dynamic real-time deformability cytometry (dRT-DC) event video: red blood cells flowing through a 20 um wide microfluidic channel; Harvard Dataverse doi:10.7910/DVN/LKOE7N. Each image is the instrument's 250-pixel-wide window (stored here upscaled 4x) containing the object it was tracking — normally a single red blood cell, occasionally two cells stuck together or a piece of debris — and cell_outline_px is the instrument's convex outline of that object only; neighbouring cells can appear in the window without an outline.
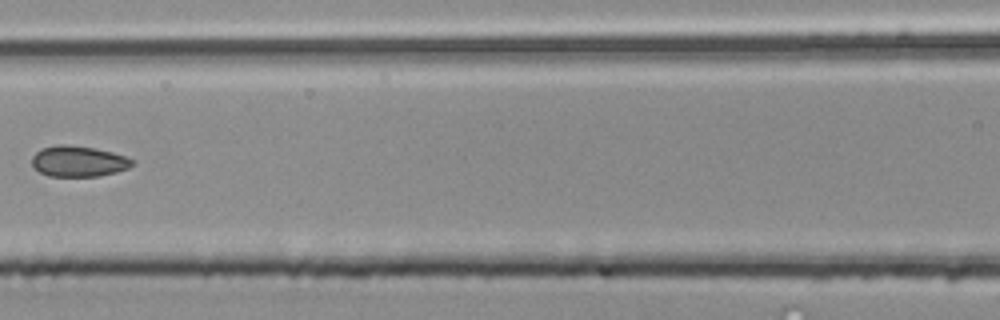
{"species": "common noctule bat (a hibernating species)", "species_latin": "Nyctalus noctula", "temperature_condition": "room temperature", "stored_images_in_passage": 4, "segment_of_instrument_passage": [2, 2], "camera_frame_rate_fps": 3000, "um_per_image_px": 0.085, "animal": {"sex": "male", "body_mass_g": 20.4}, "frame": {"image": 1, "passage_image": 4, "time_ms": 1.0, "image_size_px": [1000, 320], "cell_outline_px": [[136, 160], [128, 168], [116, 172], [100, 176], [48, 176], [40, 172], [32, 164], [32, 156], [36, 152], [44, 148], [56, 144], [68, 144], [96, 148], [128, 156]], "centroid_in_image_um": [6.7, 13.7], "position_along_channel_um": 159.9, "area_um2": 18.15}}